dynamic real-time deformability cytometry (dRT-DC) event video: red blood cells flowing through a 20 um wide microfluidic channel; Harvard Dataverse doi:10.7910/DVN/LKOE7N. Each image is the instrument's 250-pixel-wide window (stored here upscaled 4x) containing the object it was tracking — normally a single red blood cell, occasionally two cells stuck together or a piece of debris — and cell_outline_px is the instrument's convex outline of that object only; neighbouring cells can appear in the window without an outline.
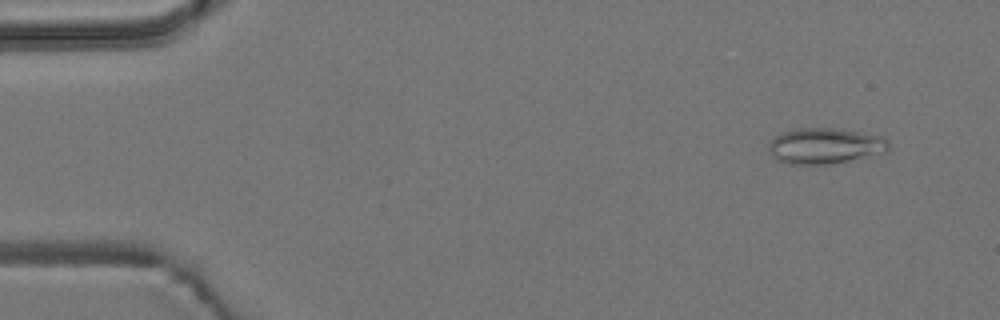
{"species": "common noctule bat (a hibernating species)", "species_latin": "Nyctalus noctula", "temperature_condition": "room temperature", "stored_images_in_passage": 5, "camera_frame_rate_fps": 3000, "um_per_image_px": 0.085, "animal": {"sex": "male", "body_mass_g": 19.2, "forearm_length_mm": 51.8}, "frame": {"image": 1, "passage_image": 2, "time_ms": 1.0, "image_size_px": [1000, 320], "cell_outline_px": [[888, 148], [884, 152], [832, 164], [788, 164], [776, 160], [768, 152], [768, 144], [772, 136], [796, 128], [832, 128], [860, 132], [884, 136], [888, 140]], "centroid_in_image_um": [70.06, 12.39], "position_along_channel_um": 14.9, "area_um2": 25.14}}